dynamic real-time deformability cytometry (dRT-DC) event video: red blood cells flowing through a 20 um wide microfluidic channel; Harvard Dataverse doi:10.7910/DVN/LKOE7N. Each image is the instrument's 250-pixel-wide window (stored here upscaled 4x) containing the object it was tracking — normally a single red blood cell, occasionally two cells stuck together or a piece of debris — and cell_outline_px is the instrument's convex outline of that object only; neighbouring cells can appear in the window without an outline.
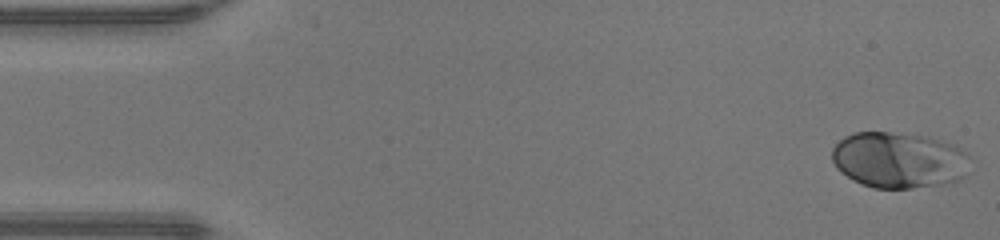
{"species": "human", "species_latin": "Homo sapiens", "temperature_condition": "warm", "stored_images_in_passage": 47, "camera_frame_rate_fps": 3000, "um_per_image_px": 0.085, "donor": {"sex": "male"}, "frame": {"image": 1, "passage_image": 1, "time_ms": 0.0, "image_size_px": [1000, 240], "cell_outline_px": [[968, 156], [964, 176], [960, 180], [912, 188], [876, 188], [852, 180], [840, 172], [836, 168], [832, 160], [832, 148], [844, 136], [856, 132], [888, 132], [928, 136], [956, 144], [968, 152]], "centroid_in_image_um": [76.38, 13.59], "position_along_channel_um": 8.6, "area_um2": 45.14}}
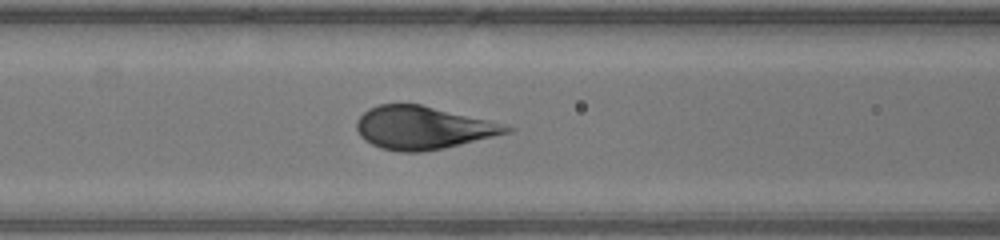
{"frame": {"image": 2, "passage_image": 19, "time_ms": 6.0, "image_size_px": [1000, 240], "cell_outline_px": [[516, 128], [512, 132], [444, 148], [420, 152], [400, 152], [380, 148], [364, 140], [360, 136], [356, 128], [356, 120], [368, 108], [380, 104], [420, 104], [488, 120]], "centroid_in_image_um": [35.92, 10.86], "position_along_channel_um": 130.7, "area_um2": 37.4}}
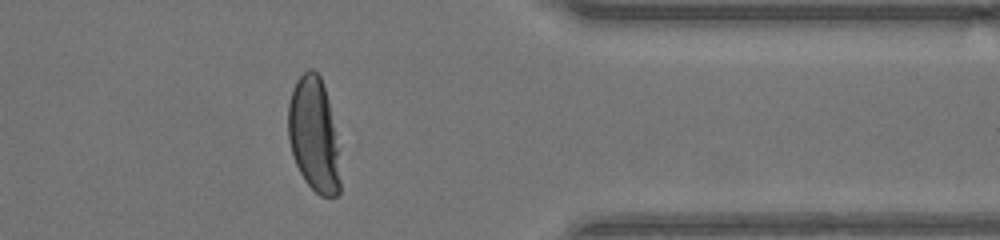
{"frame": {"image": 3, "passage_image": 38, "time_ms": 12.333, "image_size_px": [1000, 240], "cell_outline_px": [[340, 192], [336, 196], [320, 196], [304, 180], [296, 164], [288, 140], [288, 104], [292, 88], [296, 80], [308, 68], [312, 68], [320, 76], [328, 100], [336, 148], [340, 180]], "centroid_in_image_um": [26.63, 11.45], "position_along_channel_um": 384.8, "area_um2": 33.99}}